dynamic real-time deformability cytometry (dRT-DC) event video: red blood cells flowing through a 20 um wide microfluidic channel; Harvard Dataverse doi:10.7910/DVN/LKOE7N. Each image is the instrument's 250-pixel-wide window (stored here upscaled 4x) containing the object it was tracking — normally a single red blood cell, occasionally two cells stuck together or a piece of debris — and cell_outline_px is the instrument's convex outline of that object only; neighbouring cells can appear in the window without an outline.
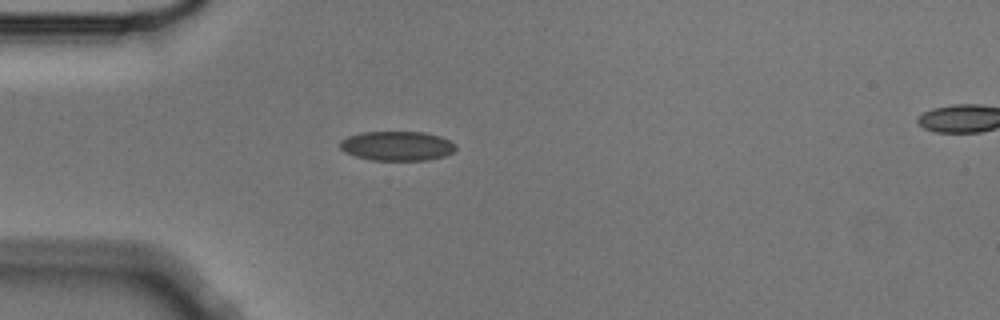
{"species": "Egyptian fruit bat (a non-hibernating species)", "species_latin": "Rousettus aegyptiacus", "temperature_condition": "cold", "stored_images_in_passage": 2, "segment_of_instrument_passage": [1, 2], "camera_frame_rate_fps": 3000, "um_per_image_px": 0.085, "animal": {"sex": "male"}, "frame": {"image": 1, "passage_image": 1, "time_ms": 0.0, "image_size_px": [1000, 320], "cell_outline_px": [[456, 148], [452, 152], [444, 156], [428, 160], [372, 160], [356, 156], [344, 152], [340, 148], [340, 140], [348, 136], [360, 132], [424, 132], [440, 136], [456, 144]], "centroid_in_image_um": [33.74, 12.4], "position_along_channel_um": 51.3, "area_um2": 19.88}}